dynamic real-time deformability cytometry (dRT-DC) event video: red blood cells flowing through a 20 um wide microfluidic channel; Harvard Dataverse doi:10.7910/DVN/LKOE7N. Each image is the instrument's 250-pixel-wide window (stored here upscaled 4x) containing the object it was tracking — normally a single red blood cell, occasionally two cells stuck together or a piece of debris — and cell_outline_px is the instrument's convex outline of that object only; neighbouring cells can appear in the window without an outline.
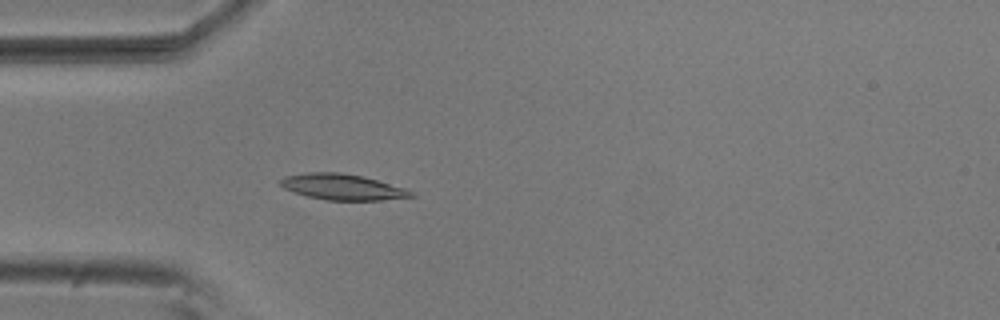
{"species": "common noctule bat (a hibernating species)", "species_latin": "Nyctalus noctula", "temperature_condition": "room temperature", "stored_images_in_passage": 5, "camera_frame_rate_fps": 3000, "um_per_image_px": 0.085, "animal": {"sex": "male", "body_mass_g": 20.5, "forearm_length_mm": 52.5}, "frame": {"image": 1, "passage_image": 5, "time_ms": 1.333, "image_size_px": [1000, 320], "cell_outline_px": [[416, 196], [380, 200], [324, 200], [292, 192], [284, 188], [280, 184], [280, 180], [284, 176], [304, 172], [340, 172], [364, 176], [404, 188], [412, 192]], "centroid_in_image_um": [29.06, 15.88], "position_along_channel_um": 55.9, "area_um2": 19.71}}